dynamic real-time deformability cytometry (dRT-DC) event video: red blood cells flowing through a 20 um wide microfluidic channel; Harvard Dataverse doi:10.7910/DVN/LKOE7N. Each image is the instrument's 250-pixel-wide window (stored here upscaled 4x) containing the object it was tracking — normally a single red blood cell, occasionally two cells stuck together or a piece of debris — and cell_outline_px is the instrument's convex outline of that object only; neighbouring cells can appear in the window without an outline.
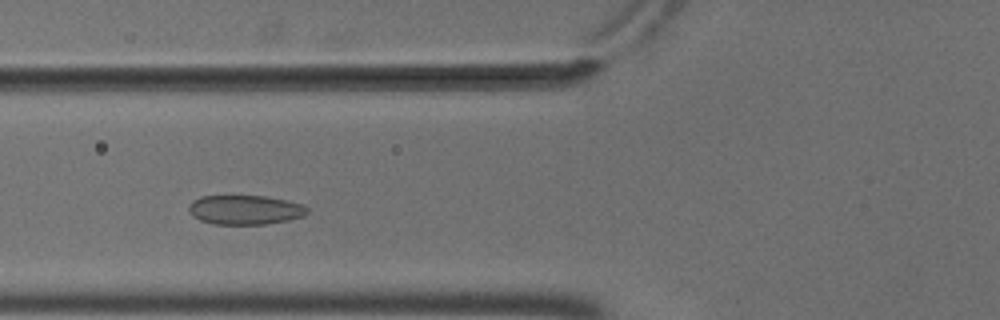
{"species": "common noctule bat (a hibernating species)", "species_latin": "Nyctalus noctula", "temperature_condition": "cold", "stored_images_in_passage": 7, "camera_frame_rate_fps": 3000, "um_per_image_px": 0.085, "animal": {"sex": "male", "body_mass_g": 18.8}, "frame": {"image": 1, "passage_image": 5, "time_ms": 1.333, "image_size_px": [1000, 320], "cell_outline_px": [[308, 212], [304, 216], [288, 220], [268, 224], [212, 224], [200, 220], [192, 216], [188, 212], [188, 208], [192, 200], [200, 196], [268, 196], [288, 200], [304, 204], [308, 208]], "centroid_in_image_um": [20.84, 17.83], "position_along_channel_um": 105.0, "area_um2": 20.58}}
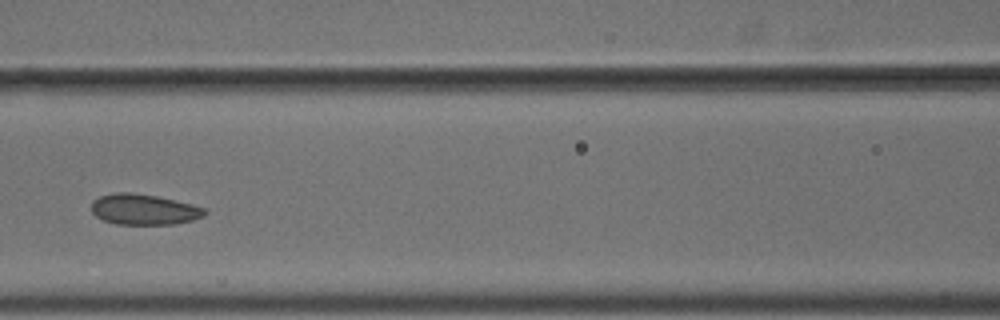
{"frame": {"image": 2, "passage_image": 6, "time_ms": 1.667, "image_size_px": [1000, 320], "cell_outline_px": [[208, 212], [204, 216], [192, 220], [172, 224], [116, 224], [104, 220], [96, 216], [92, 212], [92, 200], [100, 196], [116, 192], [128, 192], [156, 196], [192, 204], [204, 208]], "centroid_in_image_um": [12.23, 17.8], "position_along_channel_um": 154.4, "area_um2": 20.11}}
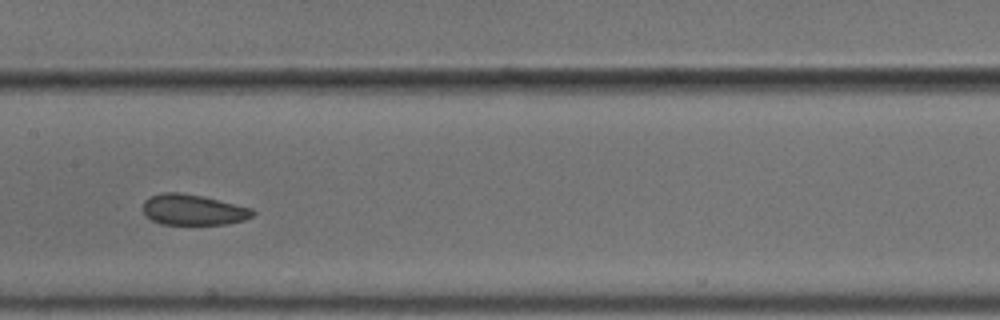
{"frame": {"image": 3, "passage_image": 7, "time_ms": 2.0, "image_size_px": [1000, 320], "cell_outline_px": [[256, 212], [252, 216], [244, 220], [228, 224], [160, 224], [152, 220], [144, 212], [144, 200], [152, 196], [164, 192], [180, 192], [200, 196], [252, 208]], "centroid_in_image_um": [16.43, 17.84], "position_along_channel_um": 191.0, "area_um2": 19.36}}